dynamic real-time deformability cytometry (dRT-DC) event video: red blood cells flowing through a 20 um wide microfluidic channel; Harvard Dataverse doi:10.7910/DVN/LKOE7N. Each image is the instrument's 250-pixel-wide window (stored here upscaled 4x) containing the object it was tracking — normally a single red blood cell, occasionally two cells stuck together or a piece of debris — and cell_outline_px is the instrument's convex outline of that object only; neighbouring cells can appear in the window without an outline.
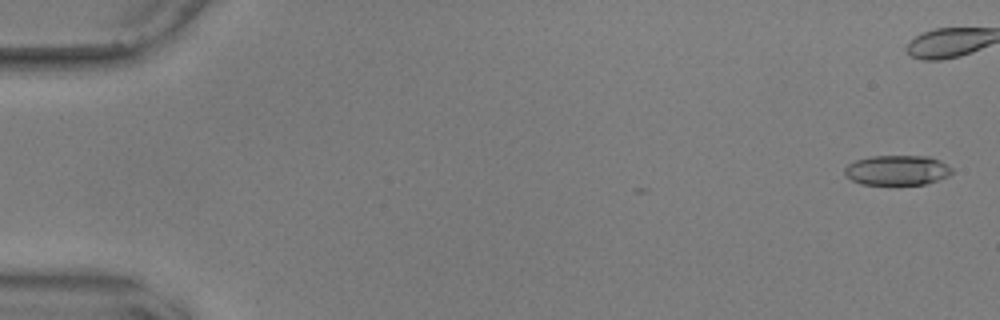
{"species": "common noctule bat (a hibernating species)", "species_latin": "Nyctalus noctula", "temperature_condition": "warm", "stored_images_in_passage": 8, "camera_frame_rate_fps": 3000, "um_per_image_px": 0.085, "animal": {"sex": "male", "body_mass_g": 17.9, "forearm_length_mm": 54.2}, "frame": {"image": 1, "passage_image": 2, "time_ms": 0.333, "image_size_px": [1000, 320], "cell_outline_px": [[952, 172], [948, 176], [924, 184], [860, 184], [844, 176], [844, 168], [848, 164], [856, 160], [872, 156], [928, 156], [940, 160], [952, 168]], "centroid_in_image_um": [76.23, 14.46], "position_along_channel_um": 8.8, "area_um2": 18.67}}